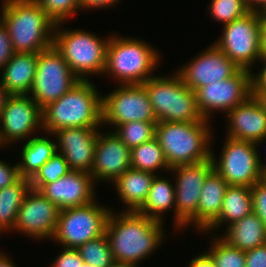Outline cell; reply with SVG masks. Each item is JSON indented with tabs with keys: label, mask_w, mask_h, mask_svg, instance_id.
<instances>
[{
	"label": "cell",
	"mask_w": 266,
	"mask_h": 267,
	"mask_svg": "<svg viewBox=\"0 0 266 267\" xmlns=\"http://www.w3.org/2000/svg\"><path fill=\"white\" fill-rule=\"evenodd\" d=\"M118 212L111 211L105 232L114 260L141 265L165 241L164 222L137 211Z\"/></svg>",
	"instance_id": "6da1fadb"
},
{
	"label": "cell",
	"mask_w": 266,
	"mask_h": 267,
	"mask_svg": "<svg viewBox=\"0 0 266 267\" xmlns=\"http://www.w3.org/2000/svg\"><path fill=\"white\" fill-rule=\"evenodd\" d=\"M0 20L14 52L39 53L53 45L56 23L35 0H2Z\"/></svg>",
	"instance_id": "7a4b0ae2"
},
{
	"label": "cell",
	"mask_w": 266,
	"mask_h": 267,
	"mask_svg": "<svg viewBox=\"0 0 266 267\" xmlns=\"http://www.w3.org/2000/svg\"><path fill=\"white\" fill-rule=\"evenodd\" d=\"M92 81L80 80L60 99L42 108L43 132L102 127V94Z\"/></svg>",
	"instance_id": "3957f363"
},
{
	"label": "cell",
	"mask_w": 266,
	"mask_h": 267,
	"mask_svg": "<svg viewBox=\"0 0 266 267\" xmlns=\"http://www.w3.org/2000/svg\"><path fill=\"white\" fill-rule=\"evenodd\" d=\"M158 52L141 38L111 33L103 76L109 75L116 84H143L161 65Z\"/></svg>",
	"instance_id": "277c9868"
},
{
	"label": "cell",
	"mask_w": 266,
	"mask_h": 267,
	"mask_svg": "<svg viewBox=\"0 0 266 267\" xmlns=\"http://www.w3.org/2000/svg\"><path fill=\"white\" fill-rule=\"evenodd\" d=\"M210 124L211 120L206 119L202 122H157L155 138L164 151L169 168L211 157L210 147L215 133Z\"/></svg>",
	"instance_id": "5b68a950"
},
{
	"label": "cell",
	"mask_w": 266,
	"mask_h": 267,
	"mask_svg": "<svg viewBox=\"0 0 266 267\" xmlns=\"http://www.w3.org/2000/svg\"><path fill=\"white\" fill-rule=\"evenodd\" d=\"M64 25L65 22L55 25L53 45L71 71L80 80H90L91 75H103L111 34L102 38L85 29H69Z\"/></svg>",
	"instance_id": "8992f818"
},
{
	"label": "cell",
	"mask_w": 266,
	"mask_h": 267,
	"mask_svg": "<svg viewBox=\"0 0 266 267\" xmlns=\"http://www.w3.org/2000/svg\"><path fill=\"white\" fill-rule=\"evenodd\" d=\"M171 73L161 77L155 75L143 83L157 121H204L198 109L195 91L184 84L176 71Z\"/></svg>",
	"instance_id": "52a82bcc"
},
{
	"label": "cell",
	"mask_w": 266,
	"mask_h": 267,
	"mask_svg": "<svg viewBox=\"0 0 266 267\" xmlns=\"http://www.w3.org/2000/svg\"><path fill=\"white\" fill-rule=\"evenodd\" d=\"M94 200L90 204L60 210L52 241L78 249L89 240L105 235L112 208Z\"/></svg>",
	"instance_id": "ba28073f"
},
{
	"label": "cell",
	"mask_w": 266,
	"mask_h": 267,
	"mask_svg": "<svg viewBox=\"0 0 266 267\" xmlns=\"http://www.w3.org/2000/svg\"><path fill=\"white\" fill-rule=\"evenodd\" d=\"M224 141L220 156L211 149L214 169L228 185L252 187L262 179L258 144L228 136H225Z\"/></svg>",
	"instance_id": "9c48e42d"
},
{
	"label": "cell",
	"mask_w": 266,
	"mask_h": 267,
	"mask_svg": "<svg viewBox=\"0 0 266 267\" xmlns=\"http://www.w3.org/2000/svg\"><path fill=\"white\" fill-rule=\"evenodd\" d=\"M222 27L214 44L238 67L252 71L261 60L260 13L250 11Z\"/></svg>",
	"instance_id": "30bf717a"
},
{
	"label": "cell",
	"mask_w": 266,
	"mask_h": 267,
	"mask_svg": "<svg viewBox=\"0 0 266 267\" xmlns=\"http://www.w3.org/2000/svg\"><path fill=\"white\" fill-rule=\"evenodd\" d=\"M80 79L54 45L38 53L37 69L29 96L42 109L60 99Z\"/></svg>",
	"instance_id": "8fae6325"
},
{
	"label": "cell",
	"mask_w": 266,
	"mask_h": 267,
	"mask_svg": "<svg viewBox=\"0 0 266 267\" xmlns=\"http://www.w3.org/2000/svg\"><path fill=\"white\" fill-rule=\"evenodd\" d=\"M213 169L211 157L170 168L169 173L175 178L176 231L187 230L192 225L197 231V207L202 186Z\"/></svg>",
	"instance_id": "7c38bea8"
},
{
	"label": "cell",
	"mask_w": 266,
	"mask_h": 267,
	"mask_svg": "<svg viewBox=\"0 0 266 267\" xmlns=\"http://www.w3.org/2000/svg\"><path fill=\"white\" fill-rule=\"evenodd\" d=\"M131 121L158 122L143 84H119L102 95V127L113 130Z\"/></svg>",
	"instance_id": "4fadbf2b"
},
{
	"label": "cell",
	"mask_w": 266,
	"mask_h": 267,
	"mask_svg": "<svg viewBox=\"0 0 266 267\" xmlns=\"http://www.w3.org/2000/svg\"><path fill=\"white\" fill-rule=\"evenodd\" d=\"M195 95L201 115L212 121L216 112L226 115L252 95L251 71L240 69L232 77L197 88Z\"/></svg>",
	"instance_id": "5bb4252c"
},
{
	"label": "cell",
	"mask_w": 266,
	"mask_h": 267,
	"mask_svg": "<svg viewBox=\"0 0 266 267\" xmlns=\"http://www.w3.org/2000/svg\"><path fill=\"white\" fill-rule=\"evenodd\" d=\"M40 129L43 133L42 109L33 98L29 95H9L0 113L2 148L28 141Z\"/></svg>",
	"instance_id": "9a60e30c"
},
{
	"label": "cell",
	"mask_w": 266,
	"mask_h": 267,
	"mask_svg": "<svg viewBox=\"0 0 266 267\" xmlns=\"http://www.w3.org/2000/svg\"><path fill=\"white\" fill-rule=\"evenodd\" d=\"M60 209L38 190L30 189L18 210L14 231L34 240L52 239ZM50 238V239H49Z\"/></svg>",
	"instance_id": "2e32d148"
},
{
	"label": "cell",
	"mask_w": 266,
	"mask_h": 267,
	"mask_svg": "<svg viewBox=\"0 0 266 267\" xmlns=\"http://www.w3.org/2000/svg\"><path fill=\"white\" fill-rule=\"evenodd\" d=\"M240 69L212 43L175 71L180 75L184 84L195 91L209 83L232 77Z\"/></svg>",
	"instance_id": "e0dca14e"
},
{
	"label": "cell",
	"mask_w": 266,
	"mask_h": 267,
	"mask_svg": "<svg viewBox=\"0 0 266 267\" xmlns=\"http://www.w3.org/2000/svg\"><path fill=\"white\" fill-rule=\"evenodd\" d=\"M131 168V150L112 131H100L94 150L91 176L98 185L100 182H114Z\"/></svg>",
	"instance_id": "ac0fdd59"
},
{
	"label": "cell",
	"mask_w": 266,
	"mask_h": 267,
	"mask_svg": "<svg viewBox=\"0 0 266 267\" xmlns=\"http://www.w3.org/2000/svg\"><path fill=\"white\" fill-rule=\"evenodd\" d=\"M101 128H63L50 136L56 140L57 152L61 153L71 171L90 173L97 135Z\"/></svg>",
	"instance_id": "d6986e66"
},
{
	"label": "cell",
	"mask_w": 266,
	"mask_h": 267,
	"mask_svg": "<svg viewBox=\"0 0 266 267\" xmlns=\"http://www.w3.org/2000/svg\"><path fill=\"white\" fill-rule=\"evenodd\" d=\"M96 188L90 173L70 171L53 183L45 184L39 192L62 210L90 204L97 199Z\"/></svg>",
	"instance_id": "ffe728a7"
},
{
	"label": "cell",
	"mask_w": 266,
	"mask_h": 267,
	"mask_svg": "<svg viewBox=\"0 0 266 267\" xmlns=\"http://www.w3.org/2000/svg\"><path fill=\"white\" fill-rule=\"evenodd\" d=\"M224 116L228 123L225 136L257 144L266 136V112L252 95Z\"/></svg>",
	"instance_id": "44dd1931"
},
{
	"label": "cell",
	"mask_w": 266,
	"mask_h": 267,
	"mask_svg": "<svg viewBox=\"0 0 266 267\" xmlns=\"http://www.w3.org/2000/svg\"><path fill=\"white\" fill-rule=\"evenodd\" d=\"M38 53L15 52L1 68L0 81L9 95H28L36 74Z\"/></svg>",
	"instance_id": "7402d4cb"
},
{
	"label": "cell",
	"mask_w": 266,
	"mask_h": 267,
	"mask_svg": "<svg viewBox=\"0 0 266 267\" xmlns=\"http://www.w3.org/2000/svg\"><path fill=\"white\" fill-rule=\"evenodd\" d=\"M228 186L215 169L208 174L197 207V232H204L217 219Z\"/></svg>",
	"instance_id": "603a6c76"
},
{
	"label": "cell",
	"mask_w": 266,
	"mask_h": 267,
	"mask_svg": "<svg viewBox=\"0 0 266 267\" xmlns=\"http://www.w3.org/2000/svg\"><path fill=\"white\" fill-rule=\"evenodd\" d=\"M252 212L251 187L229 185L223 198L219 216L203 233L215 235L216 230L218 231L222 227L226 228V226H230Z\"/></svg>",
	"instance_id": "cb8c5ba5"
},
{
	"label": "cell",
	"mask_w": 266,
	"mask_h": 267,
	"mask_svg": "<svg viewBox=\"0 0 266 267\" xmlns=\"http://www.w3.org/2000/svg\"><path fill=\"white\" fill-rule=\"evenodd\" d=\"M173 182V178L169 176L166 178L162 174L155 175L147 199L137 212L163 222L165 213L169 210L174 211L173 228L176 231L175 183Z\"/></svg>",
	"instance_id": "d4e9b609"
},
{
	"label": "cell",
	"mask_w": 266,
	"mask_h": 267,
	"mask_svg": "<svg viewBox=\"0 0 266 267\" xmlns=\"http://www.w3.org/2000/svg\"><path fill=\"white\" fill-rule=\"evenodd\" d=\"M155 175L130 168L111 184L115 185L119 201L124 204L125 211H137L144 204Z\"/></svg>",
	"instance_id": "484cf974"
},
{
	"label": "cell",
	"mask_w": 266,
	"mask_h": 267,
	"mask_svg": "<svg viewBox=\"0 0 266 267\" xmlns=\"http://www.w3.org/2000/svg\"><path fill=\"white\" fill-rule=\"evenodd\" d=\"M44 133L43 136L36 134L21 146L20 161H17L20 177L31 179L57 153L55 137L53 140L49 133Z\"/></svg>",
	"instance_id": "4316f807"
},
{
	"label": "cell",
	"mask_w": 266,
	"mask_h": 267,
	"mask_svg": "<svg viewBox=\"0 0 266 267\" xmlns=\"http://www.w3.org/2000/svg\"><path fill=\"white\" fill-rule=\"evenodd\" d=\"M220 237L229 245L243 251L266 243V228L256 213L252 212L225 228Z\"/></svg>",
	"instance_id": "83f0119b"
},
{
	"label": "cell",
	"mask_w": 266,
	"mask_h": 267,
	"mask_svg": "<svg viewBox=\"0 0 266 267\" xmlns=\"http://www.w3.org/2000/svg\"><path fill=\"white\" fill-rule=\"evenodd\" d=\"M30 189V179L22 177L0 189V232L3 235L13 231L18 210Z\"/></svg>",
	"instance_id": "f1b7e54d"
},
{
	"label": "cell",
	"mask_w": 266,
	"mask_h": 267,
	"mask_svg": "<svg viewBox=\"0 0 266 267\" xmlns=\"http://www.w3.org/2000/svg\"><path fill=\"white\" fill-rule=\"evenodd\" d=\"M131 168L156 175L159 171H170L164 151L156 138L131 149Z\"/></svg>",
	"instance_id": "f546056e"
},
{
	"label": "cell",
	"mask_w": 266,
	"mask_h": 267,
	"mask_svg": "<svg viewBox=\"0 0 266 267\" xmlns=\"http://www.w3.org/2000/svg\"><path fill=\"white\" fill-rule=\"evenodd\" d=\"M217 235V236H216ZM211 245L206 253L213 260L215 267H245V251L235 248L224 241L219 234H209Z\"/></svg>",
	"instance_id": "4dcf8cb0"
},
{
	"label": "cell",
	"mask_w": 266,
	"mask_h": 267,
	"mask_svg": "<svg viewBox=\"0 0 266 267\" xmlns=\"http://www.w3.org/2000/svg\"><path fill=\"white\" fill-rule=\"evenodd\" d=\"M157 122L131 121L112 130L131 150L155 138Z\"/></svg>",
	"instance_id": "1f68e13d"
},
{
	"label": "cell",
	"mask_w": 266,
	"mask_h": 267,
	"mask_svg": "<svg viewBox=\"0 0 266 267\" xmlns=\"http://www.w3.org/2000/svg\"><path fill=\"white\" fill-rule=\"evenodd\" d=\"M78 251L83 261L94 267H110L115 262L106 235L89 240Z\"/></svg>",
	"instance_id": "d6a6232c"
},
{
	"label": "cell",
	"mask_w": 266,
	"mask_h": 267,
	"mask_svg": "<svg viewBox=\"0 0 266 267\" xmlns=\"http://www.w3.org/2000/svg\"><path fill=\"white\" fill-rule=\"evenodd\" d=\"M70 171L63 155L57 152L30 179L31 188L39 191L45 184L53 183Z\"/></svg>",
	"instance_id": "836d02e7"
},
{
	"label": "cell",
	"mask_w": 266,
	"mask_h": 267,
	"mask_svg": "<svg viewBox=\"0 0 266 267\" xmlns=\"http://www.w3.org/2000/svg\"><path fill=\"white\" fill-rule=\"evenodd\" d=\"M207 10L211 19L223 23L222 26L250 12L246 0H211Z\"/></svg>",
	"instance_id": "e575fe53"
},
{
	"label": "cell",
	"mask_w": 266,
	"mask_h": 267,
	"mask_svg": "<svg viewBox=\"0 0 266 267\" xmlns=\"http://www.w3.org/2000/svg\"><path fill=\"white\" fill-rule=\"evenodd\" d=\"M56 23L68 22L80 12L79 0H35Z\"/></svg>",
	"instance_id": "d590c367"
},
{
	"label": "cell",
	"mask_w": 266,
	"mask_h": 267,
	"mask_svg": "<svg viewBox=\"0 0 266 267\" xmlns=\"http://www.w3.org/2000/svg\"><path fill=\"white\" fill-rule=\"evenodd\" d=\"M253 212L262 220L266 228V181L263 179L251 187Z\"/></svg>",
	"instance_id": "8d00e7d4"
},
{
	"label": "cell",
	"mask_w": 266,
	"mask_h": 267,
	"mask_svg": "<svg viewBox=\"0 0 266 267\" xmlns=\"http://www.w3.org/2000/svg\"><path fill=\"white\" fill-rule=\"evenodd\" d=\"M59 255L54 259V261L49 264L50 267H80L83 264V259L78 251V249L73 248H61Z\"/></svg>",
	"instance_id": "74e56055"
},
{
	"label": "cell",
	"mask_w": 266,
	"mask_h": 267,
	"mask_svg": "<svg viewBox=\"0 0 266 267\" xmlns=\"http://www.w3.org/2000/svg\"><path fill=\"white\" fill-rule=\"evenodd\" d=\"M20 178L18 163L12 164L0 159V189L14 184Z\"/></svg>",
	"instance_id": "f35d334b"
},
{
	"label": "cell",
	"mask_w": 266,
	"mask_h": 267,
	"mask_svg": "<svg viewBox=\"0 0 266 267\" xmlns=\"http://www.w3.org/2000/svg\"><path fill=\"white\" fill-rule=\"evenodd\" d=\"M14 53L7 29L0 20V70Z\"/></svg>",
	"instance_id": "ab89813d"
},
{
	"label": "cell",
	"mask_w": 266,
	"mask_h": 267,
	"mask_svg": "<svg viewBox=\"0 0 266 267\" xmlns=\"http://www.w3.org/2000/svg\"><path fill=\"white\" fill-rule=\"evenodd\" d=\"M245 267H266V243L245 251Z\"/></svg>",
	"instance_id": "60d3db41"
},
{
	"label": "cell",
	"mask_w": 266,
	"mask_h": 267,
	"mask_svg": "<svg viewBox=\"0 0 266 267\" xmlns=\"http://www.w3.org/2000/svg\"><path fill=\"white\" fill-rule=\"evenodd\" d=\"M262 64L257 73L251 71L252 90H266V60L261 59L257 64Z\"/></svg>",
	"instance_id": "b9f144b4"
},
{
	"label": "cell",
	"mask_w": 266,
	"mask_h": 267,
	"mask_svg": "<svg viewBox=\"0 0 266 267\" xmlns=\"http://www.w3.org/2000/svg\"><path fill=\"white\" fill-rule=\"evenodd\" d=\"M121 0H79L80 11L91 9H111Z\"/></svg>",
	"instance_id": "7bdbcfd3"
},
{
	"label": "cell",
	"mask_w": 266,
	"mask_h": 267,
	"mask_svg": "<svg viewBox=\"0 0 266 267\" xmlns=\"http://www.w3.org/2000/svg\"><path fill=\"white\" fill-rule=\"evenodd\" d=\"M188 267H215L211 257L204 251L191 258Z\"/></svg>",
	"instance_id": "ee69618b"
},
{
	"label": "cell",
	"mask_w": 266,
	"mask_h": 267,
	"mask_svg": "<svg viewBox=\"0 0 266 267\" xmlns=\"http://www.w3.org/2000/svg\"><path fill=\"white\" fill-rule=\"evenodd\" d=\"M261 20V59L266 60V14L260 13Z\"/></svg>",
	"instance_id": "f6af8a7d"
},
{
	"label": "cell",
	"mask_w": 266,
	"mask_h": 267,
	"mask_svg": "<svg viewBox=\"0 0 266 267\" xmlns=\"http://www.w3.org/2000/svg\"><path fill=\"white\" fill-rule=\"evenodd\" d=\"M249 11L263 13L266 11V0H246Z\"/></svg>",
	"instance_id": "bcb514c9"
},
{
	"label": "cell",
	"mask_w": 266,
	"mask_h": 267,
	"mask_svg": "<svg viewBox=\"0 0 266 267\" xmlns=\"http://www.w3.org/2000/svg\"><path fill=\"white\" fill-rule=\"evenodd\" d=\"M252 96L266 112V90H252Z\"/></svg>",
	"instance_id": "7dc6e473"
},
{
	"label": "cell",
	"mask_w": 266,
	"mask_h": 267,
	"mask_svg": "<svg viewBox=\"0 0 266 267\" xmlns=\"http://www.w3.org/2000/svg\"><path fill=\"white\" fill-rule=\"evenodd\" d=\"M0 267H18L15 264V261L6 254V252H0Z\"/></svg>",
	"instance_id": "c3c4849f"
},
{
	"label": "cell",
	"mask_w": 266,
	"mask_h": 267,
	"mask_svg": "<svg viewBox=\"0 0 266 267\" xmlns=\"http://www.w3.org/2000/svg\"><path fill=\"white\" fill-rule=\"evenodd\" d=\"M8 96H9V94L4 89V87L2 86L1 81H0V113L4 107L5 101H6Z\"/></svg>",
	"instance_id": "681fc988"
},
{
	"label": "cell",
	"mask_w": 266,
	"mask_h": 267,
	"mask_svg": "<svg viewBox=\"0 0 266 267\" xmlns=\"http://www.w3.org/2000/svg\"><path fill=\"white\" fill-rule=\"evenodd\" d=\"M110 267H140V265L115 261Z\"/></svg>",
	"instance_id": "f907efd6"
},
{
	"label": "cell",
	"mask_w": 266,
	"mask_h": 267,
	"mask_svg": "<svg viewBox=\"0 0 266 267\" xmlns=\"http://www.w3.org/2000/svg\"><path fill=\"white\" fill-rule=\"evenodd\" d=\"M263 142L266 143V136L259 141L258 146H260V144H263ZM260 163H261V166H266V163H264L262 159H260Z\"/></svg>",
	"instance_id": "816d5d0a"
},
{
	"label": "cell",
	"mask_w": 266,
	"mask_h": 267,
	"mask_svg": "<svg viewBox=\"0 0 266 267\" xmlns=\"http://www.w3.org/2000/svg\"><path fill=\"white\" fill-rule=\"evenodd\" d=\"M262 167V179L266 181V166H261Z\"/></svg>",
	"instance_id": "f5cc1de1"
},
{
	"label": "cell",
	"mask_w": 266,
	"mask_h": 267,
	"mask_svg": "<svg viewBox=\"0 0 266 267\" xmlns=\"http://www.w3.org/2000/svg\"><path fill=\"white\" fill-rule=\"evenodd\" d=\"M80 267H94L93 265L83 262V264Z\"/></svg>",
	"instance_id": "db71d44e"
}]
</instances>
